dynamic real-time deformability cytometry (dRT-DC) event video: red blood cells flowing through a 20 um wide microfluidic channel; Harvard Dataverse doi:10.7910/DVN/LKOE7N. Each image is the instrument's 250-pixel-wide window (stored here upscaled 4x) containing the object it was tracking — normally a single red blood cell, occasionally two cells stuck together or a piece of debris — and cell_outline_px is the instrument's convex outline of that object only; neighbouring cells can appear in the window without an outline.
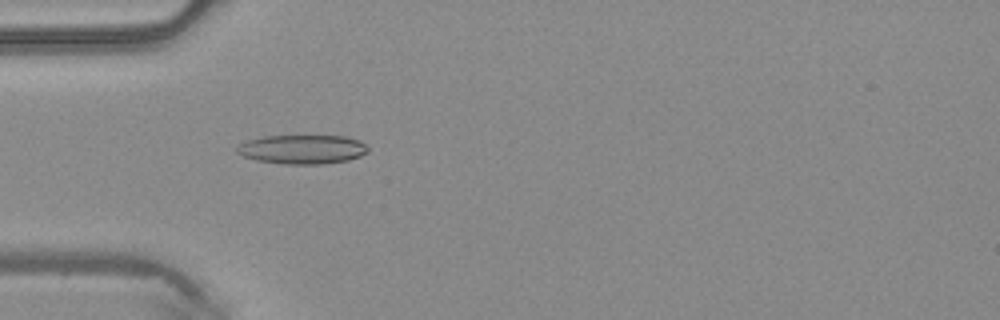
{"species": "common noctule bat (a hibernating species)", "species_latin": "Nyctalus noctula", "temperature_condition": "warm", "stored_images_in_passage": 48, "camera_frame_rate_fps": 3000, "um_per_image_px": 0.085, "animal": {"sex": "male", "body_mass_g": 20.4}, "frame": {"image": 1, "passage_image": 15, "time_ms": 4.667, "image_size_px": [1000, 320], "cell_outline_px": [[368, 152], [360, 156], [348, 160], [324, 164], [284, 164], [256, 160], [244, 156], [236, 152], [236, 148], [240, 144], [248, 140], [264, 136], [344, 136], [360, 140], [368, 148]], "centroid_in_image_um": [25.71, 12.69], "position_along_channel_um": 59.3, "area_um2": 22.2}}
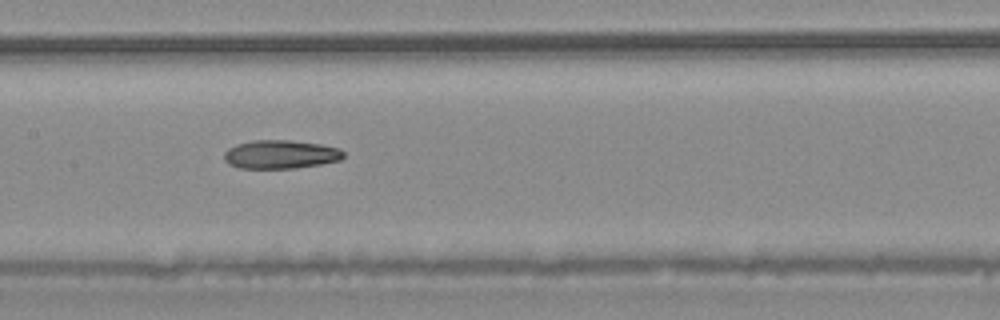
{"frame": {"image": 2, "passage_image": 24, "time_ms": 7.667, "image_size_px": [1000, 320], "cell_outline_px": [[344, 156], [340, 160], [320, 164], [296, 168], [240, 168], [228, 164], [224, 160], [224, 152], [228, 148], [236, 144], [252, 140], [292, 140], [320, 144], [340, 148], [344, 152]], "centroid_in_image_um": [23.83, 13.12], "position_along_channel_um": 183.6, "area_um2": 20.0}}
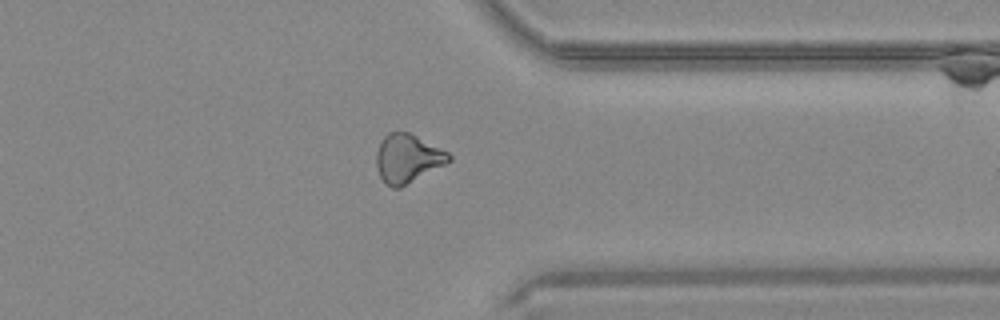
{"frame": {"image": 3, "passage_image": 38, "time_ms": 12.333, "image_size_px": [1000, 320], "cell_outline_px": [[452, 160], [400, 188], [392, 188], [384, 184], [376, 168], [376, 152], [384, 136], [388, 132], [408, 132], [448, 152], [452, 156]], "centroid_in_image_um": [34.61, 13.49], "position_along_channel_um": 376.8, "area_um2": 20.4}, "authors_computed_cell_mechanics": {"area_um2": 21.2415, "velocity_mm_per_s": 4.2206, "shape_relaxation_time_tau1_ms": null, "shape_relaxation_time_tau2_ms": 7.3518, "deformation_change_tau1": null, "deformation_change_tau2": 0.2002}}